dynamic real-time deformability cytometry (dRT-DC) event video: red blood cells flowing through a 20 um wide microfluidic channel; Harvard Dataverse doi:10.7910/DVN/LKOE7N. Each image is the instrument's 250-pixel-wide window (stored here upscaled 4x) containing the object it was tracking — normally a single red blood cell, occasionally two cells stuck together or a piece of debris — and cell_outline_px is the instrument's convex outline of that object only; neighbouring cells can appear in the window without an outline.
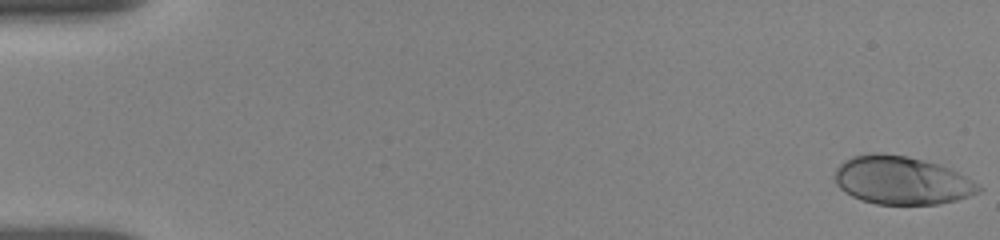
{"species": "human", "species_latin": "Homo sapiens", "temperature_condition": "room temperature", "stored_images_in_passage": 50, "camera_frame_rate_fps": 3000, "um_per_image_px": 0.085, "donor": {"sex": "female"}, "frame": {"image": 1, "passage_image": 1, "time_ms": 0.0, "image_size_px": [1000, 240], "cell_outline_px": [[984, 188], [980, 192], [956, 200], [940, 204], [876, 204], [860, 200], [844, 192], [836, 184], [836, 168], [844, 160], [852, 156], [872, 152], [876, 152], [908, 156], [936, 164], [948, 168], [980, 184]], "centroid_in_image_um": [76.63, 15.33], "position_along_channel_um": 8.4, "area_um2": 40.34}}
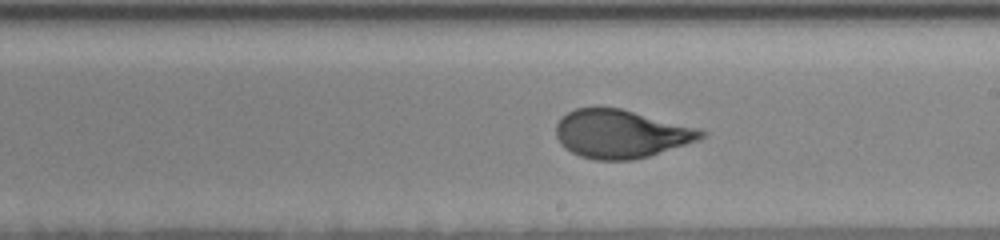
{"frame": {"image": 2, "passage_image": 31, "time_ms": 10.0, "image_size_px": [1000, 240], "cell_outline_px": [[708, 132], [700, 140], [648, 156], [632, 160], [596, 160], [580, 156], [564, 148], [560, 144], [556, 136], [556, 124], [568, 112], [576, 108], [620, 108]], "centroid_in_image_um": [52.73, 11.4], "position_along_channel_um": 236.3, "area_um2": 40.23}}
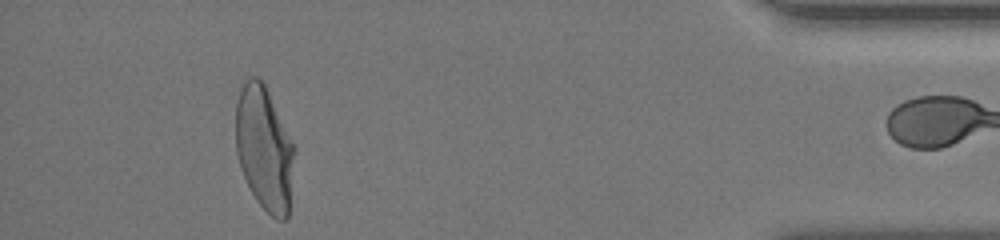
{"frame": {"image": 3, "passage_image": 49, "time_ms": 16.0, "image_size_px": [1000, 240], "cell_outline_px": [[296, 148], [288, 216], [284, 220], [276, 220], [256, 200], [240, 168], [236, 152], [236, 104], [244, 80], [252, 76], [256, 76], [264, 84], [296, 144]], "centroid_in_image_um": [22.49, 12.61], "position_along_channel_um": 412.7, "area_um2": 42.77}, "authors_computed_cell_mechanics": {"area_um2": 40.5756, "velocity_mm_per_s": 3.8173, "shape_relaxation_time_tau1_ms": 4.3447, "shape_relaxation_time_tau2_ms": null, "deformation_change_tau1": 0.1819, "deformation_change_tau2": null}}